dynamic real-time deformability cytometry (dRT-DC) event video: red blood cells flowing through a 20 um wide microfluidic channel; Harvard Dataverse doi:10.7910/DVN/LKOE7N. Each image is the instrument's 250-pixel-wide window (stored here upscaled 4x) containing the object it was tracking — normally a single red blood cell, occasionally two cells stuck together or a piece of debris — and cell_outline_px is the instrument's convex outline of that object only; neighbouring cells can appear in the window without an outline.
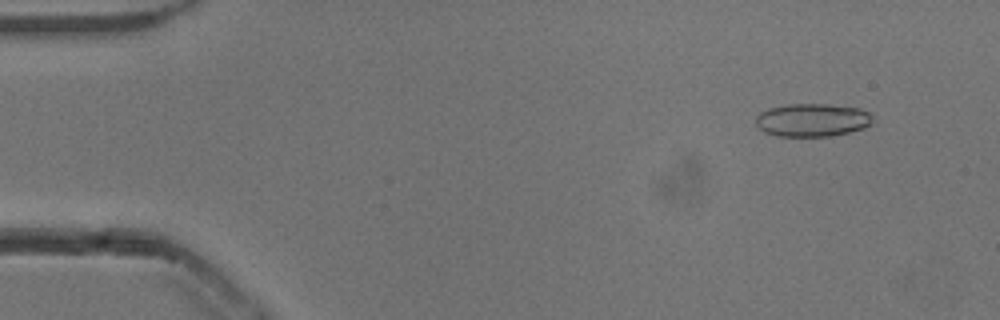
{"species": "common noctule bat (a hibernating species)", "species_latin": "Nyctalus noctula", "temperature_condition": "cold", "stored_images_in_passage": 31, "camera_frame_rate_fps": 3000, "um_per_image_px": 0.085, "animal": {"sex": "male", "body_mass_g": 13.3}, "frame": {"image": 1, "passage_image": 5, "time_ms": 1.333, "image_size_px": [1000, 320], "cell_outline_px": [[872, 124], [864, 128], [848, 132], [828, 136], [776, 136], [764, 132], [756, 124], [756, 116], [760, 112], [768, 108], [788, 104], [828, 104], [860, 108], [868, 112], [872, 116]], "centroid_in_image_um": [69.04, 10.2], "position_along_channel_um": 16.0, "area_um2": 22.6}}
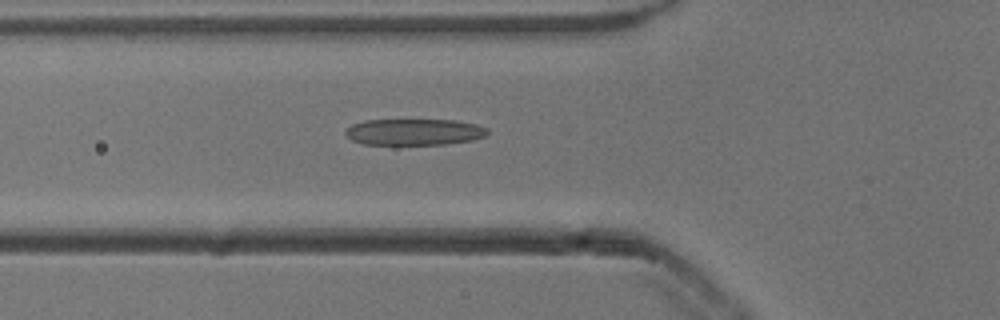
{"frame": {"image": 2, "passage_image": 19, "time_ms": 6.0, "image_size_px": [1000, 320], "cell_outline_px": [[488, 136], [472, 140], [444, 144], [364, 144], [352, 140], [344, 132], [352, 124], [364, 120], [456, 120], [476, 124], [488, 128]], "centroid_in_image_um": [35.24, 11.21], "position_along_channel_um": 90.6, "area_um2": 21.79}}
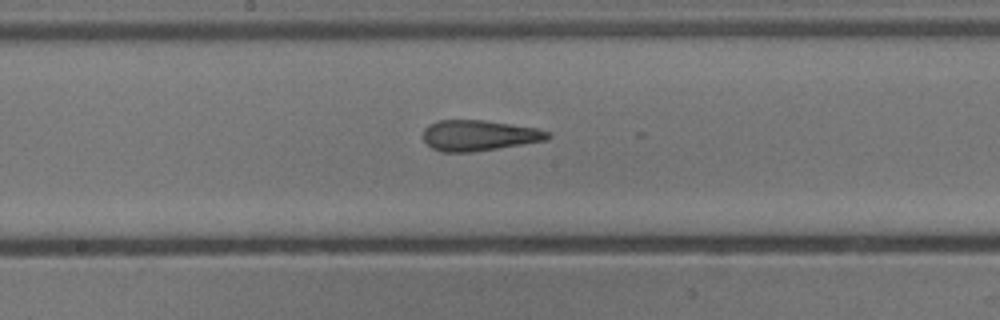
{"frame": {"image": 3, "passage_image": 28, "time_ms": 9.0, "image_size_px": [1000, 320], "cell_outline_px": [[552, 136], [548, 140], [472, 152], [440, 152], [432, 148], [424, 140], [424, 128], [428, 124], [440, 120], [484, 120], [512, 124], [536, 128], [548, 132]], "centroid_in_image_um": [40.71, 11.51], "position_along_channel_um": 207.5, "area_um2": 22.25}}